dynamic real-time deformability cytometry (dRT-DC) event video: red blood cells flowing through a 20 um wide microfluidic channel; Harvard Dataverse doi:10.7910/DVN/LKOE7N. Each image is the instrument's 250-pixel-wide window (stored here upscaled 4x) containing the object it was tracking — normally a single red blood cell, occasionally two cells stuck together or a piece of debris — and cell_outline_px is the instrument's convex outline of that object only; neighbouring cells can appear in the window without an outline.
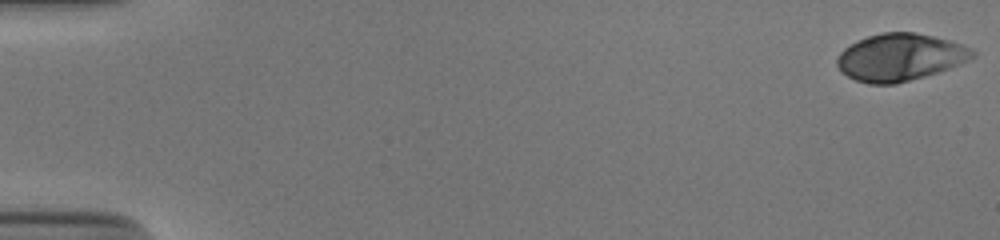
{"species": "human", "species_latin": "Homo sapiens", "temperature_condition": "cold", "stored_images_in_passage": 53, "camera_frame_rate_fps": 3000, "um_per_image_px": 0.085, "donor": {"sex": "male"}, "frame": {"image": 1, "passage_image": 1, "time_ms": 0.0, "image_size_px": [1000, 240], "cell_outline_px": [[976, 56], [960, 64], [924, 76], [896, 84], [868, 84], [856, 80], [840, 72], [836, 64], [836, 60], [840, 52], [844, 48], [856, 40], [868, 36], [884, 32], [912, 32], [932, 36], [948, 40], [972, 48], [976, 52]], "centroid_in_image_um": [76.47, 4.87], "position_along_channel_um": 8.5, "area_um2": 37.22}}
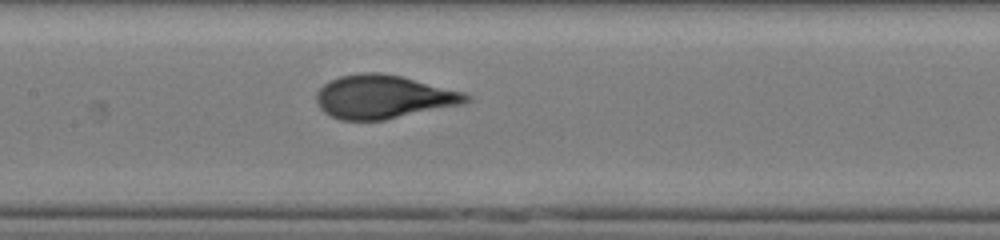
{"frame": {"image": 2, "passage_image": 27, "time_ms": 8.667, "image_size_px": [1000, 240], "cell_outline_px": [[472, 100], [464, 104], [384, 120], [340, 120], [324, 112], [320, 108], [316, 100], [316, 92], [324, 84], [340, 76], [360, 72], [380, 72], [400, 76], [464, 92], [472, 96]], "centroid_in_image_um": [32.61, 8.23], "position_along_channel_um": 174.8, "area_um2": 37.97}}
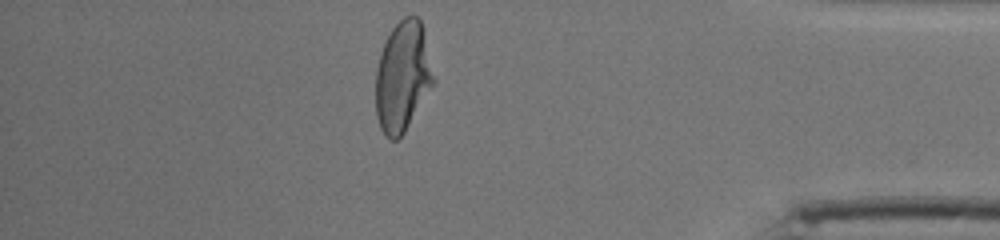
{"frame": {"image": 3, "passage_image": 47, "time_ms": 15.333, "image_size_px": [1000, 240], "cell_outline_px": [[436, 80], [404, 132], [396, 140], [392, 140], [384, 136], [380, 128], [376, 116], [376, 68], [380, 52], [392, 28], [404, 16], [416, 16], [420, 20]], "centroid_in_image_um": [34.21, 6.53], "position_along_channel_um": 401.0, "area_um2": 36.93}, "authors_computed_cell_mechanics": {"area_um2": 37.281, "velocity_mm_per_s": 3.8755, "shape_relaxation_time_tau1_ms": 5.0513, "shape_relaxation_time_tau2_ms": null, "deformation_change_tau1": 0.2126, "deformation_change_tau2": null}}